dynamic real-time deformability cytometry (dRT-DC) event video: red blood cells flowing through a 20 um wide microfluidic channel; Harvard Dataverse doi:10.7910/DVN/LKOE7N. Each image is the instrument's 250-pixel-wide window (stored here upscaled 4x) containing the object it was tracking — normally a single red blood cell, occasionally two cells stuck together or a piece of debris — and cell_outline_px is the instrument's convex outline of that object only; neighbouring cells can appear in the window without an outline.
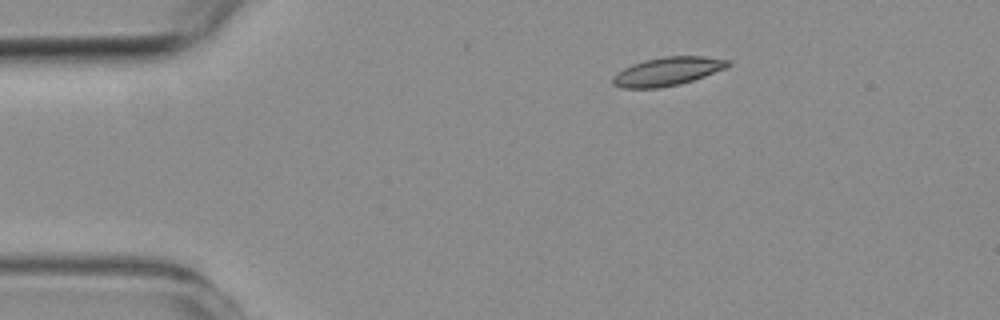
{"species": "common noctule bat (a hibernating species)", "species_latin": "Nyctalus noctula", "temperature_condition": "room temperature", "stored_images_in_passage": 6, "camera_frame_rate_fps": 3000, "um_per_image_px": 0.085, "animal": {"sex": "female", "body_mass_g": 19.3, "forearm_length_mm": 54.1}, "frame": {"image": 1, "passage_image": 3, "time_ms": 2.667, "image_size_px": [1000, 320], "cell_outline_px": [[732, 64], [724, 68], [704, 76], [680, 84], [660, 88], [620, 88], [612, 84], [612, 76], [624, 68], [632, 64], [644, 60], [664, 56], [704, 56], [732, 60]], "centroid_in_image_um": [56.72, 6.06], "position_along_channel_um": 28.3, "area_um2": 19.19}}
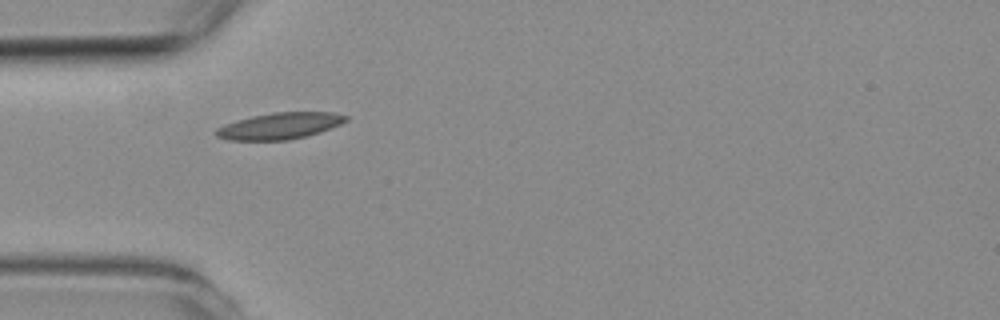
{"frame": {"image": 2, "passage_image": 5, "time_ms": 5.0, "image_size_px": [1000, 320], "cell_outline_px": [[348, 120], [340, 124], [320, 132], [288, 140], [228, 140], [216, 136], [216, 128], [224, 124], [236, 120], [252, 116], [272, 112], [332, 112], [348, 116]], "centroid_in_image_um": [23.76, 10.69], "position_along_channel_um": 61.2, "area_um2": 19.94}}
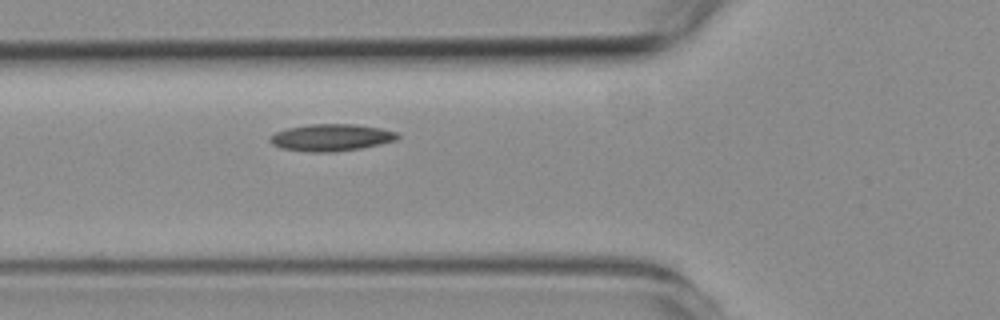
{"frame": {"image": 3, "passage_image": 6, "time_ms": 6.0, "image_size_px": [1000, 320], "cell_outline_px": [[400, 136], [396, 140], [380, 144], [360, 148], [336, 152], [312, 152], [280, 148], [272, 144], [268, 140], [276, 132], [288, 128], [312, 124], [356, 124], [380, 128], [396, 132]], "centroid_in_image_um": [28.16, 11.69], "position_along_channel_um": 97.6, "area_um2": 19.94}}